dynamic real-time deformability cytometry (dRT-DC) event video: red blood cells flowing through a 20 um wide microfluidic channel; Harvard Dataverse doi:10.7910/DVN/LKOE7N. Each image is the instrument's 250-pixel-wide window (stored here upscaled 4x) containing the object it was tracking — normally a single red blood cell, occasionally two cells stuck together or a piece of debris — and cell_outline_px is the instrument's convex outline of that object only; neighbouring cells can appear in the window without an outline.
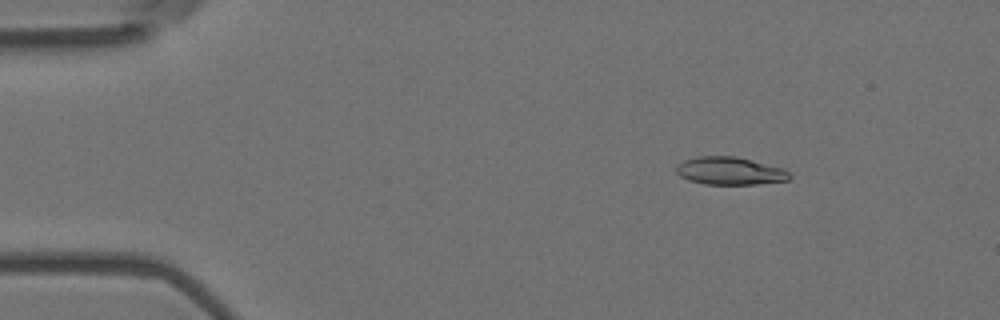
{"species": "Egyptian fruit bat (a non-hibernating species)", "species_latin": "Rousettus aegyptiacus", "temperature_condition": "room temperature", "stored_images_in_passage": 7, "camera_frame_rate_fps": 3000, "um_per_image_px": 0.085, "animal": {"sex": "female"}, "frame": {"image": 1, "passage_image": 3, "time_ms": 0.667, "image_size_px": [1000, 320], "cell_outline_px": [[792, 176], [788, 180], [756, 184], [704, 184], [688, 180], [680, 176], [676, 172], [676, 164], [684, 160], [696, 156], [736, 156], [752, 160], [780, 168], [788, 172]], "centroid_in_image_um": [61.98, 14.52], "position_along_channel_um": 23.0, "area_um2": 18.26}}
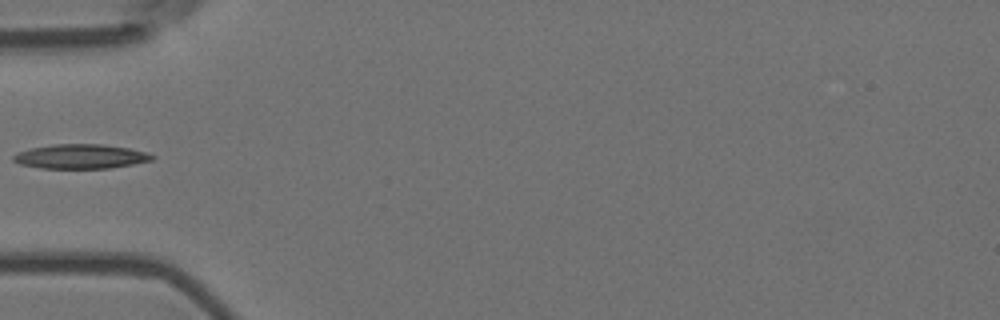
{"frame": {"image": 2, "passage_image": 6, "time_ms": 1.667, "image_size_px": [1000, 320], "cell_outline_px": [[156, 156], [152, 160], [132, 164], [108, 168], [40, 168], [20, 164], [12, 160], [12, 156], [20, 152], [32, 148], [52, 144], [104, 144], [128, 148], [144, 152]], "centroid_in_image_um": [6.84, 13.29], "position_along_channel_um": 78.2, "area_um2": 19.54}}
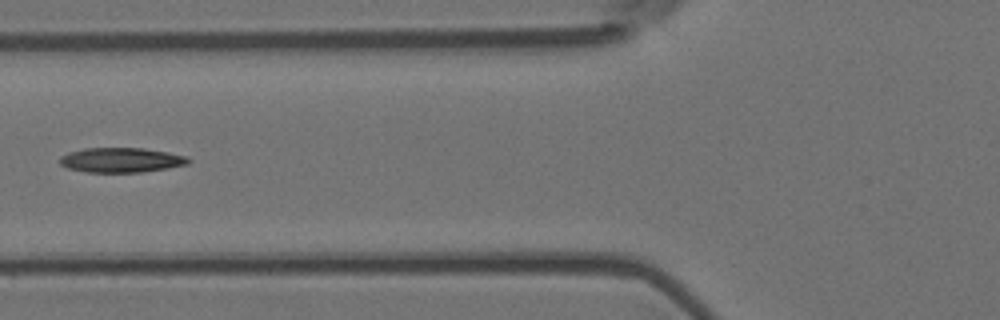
{"frame": {"image": 3, "passage_image": 7, "time_ms": 2.0, "image_size_px": [1000, 320], "cell_outline_px": [[192, 160], [188, 164], [168, 168], [140, 172], [84, 172], [68, 168], [60, 164], [60, 156], [68, 152], [84, 148], [144, 148], [168, 152], [188, 156]], "centroid_in_image_um": [10.32, 13.6], "position_along_channel_um": 115.5, "area_um2": 18.67}}